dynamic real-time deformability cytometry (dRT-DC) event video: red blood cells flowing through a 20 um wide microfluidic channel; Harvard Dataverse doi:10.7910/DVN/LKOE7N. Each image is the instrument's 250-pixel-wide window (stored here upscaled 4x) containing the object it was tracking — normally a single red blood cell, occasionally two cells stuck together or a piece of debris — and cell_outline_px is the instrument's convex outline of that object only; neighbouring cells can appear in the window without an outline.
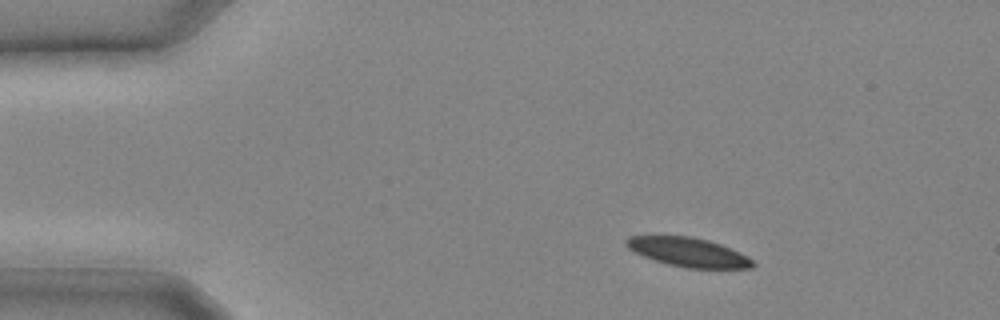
{"species": "common noctule bat (a hibernating species)", "species_latin": "Nyctalus noctula", "temperature_condition": "cold", "stored_images_in_passage": 25, "camera_frame_rate_fps": 3000, "um_per_image_px": 0.085, "animal": {"sex": "male", "body_mass_g": 20.4}, "frame": {"image": 1, "passage_image": 3, "time_ms": 0.667, "image_size_px": [1000, 320], "cell_outline_px": [[756, 264], [752, 268], [688, 268], [668, 264], [644, 256], [628, 248], [624, 244], [624, 240], [628, 236], [692, 236], [708, 240], [720, 244], [740, 252], [748, 256]], "centroid_in_image_um": [58.52, 21.43], "position_along_channel_um": 26.5, "area_um2": 21.33}}
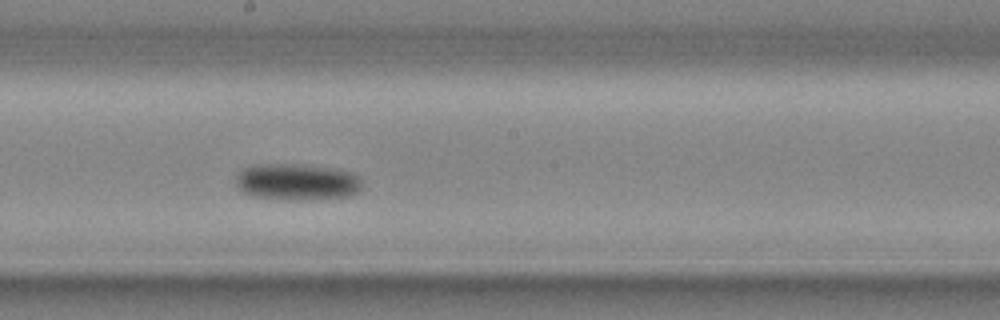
{"frame": {"image": 2, "passage_image": 14, "time_ms": 4.333, "image_size_px": [1000, 320], "cell_outline_px": [[360, 188], [356, 192], [348, 196], [312, 200], [284, 200], [252, 196], [244, 192], [236, 184], [236, 176], [244, 168], [256, 164], [300, 164], [336, 168], [352, 172], [360, 180]], "centroid_in_image_um": [25.23, 15.46], "position_along_channel_um": 223.0, "area_um2": 27.05}}
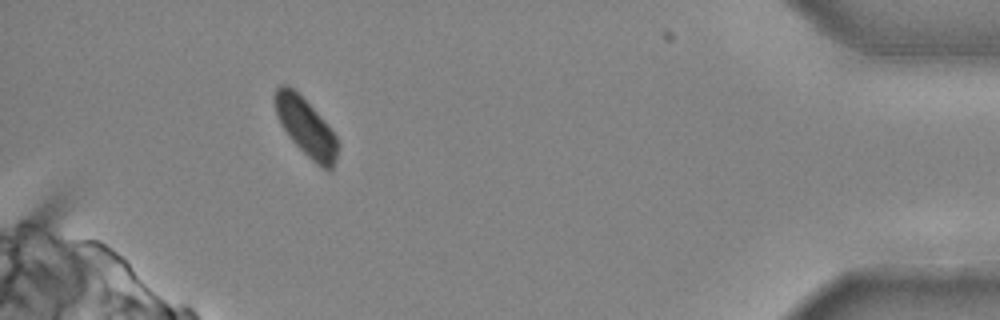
{"frame": {"image": 3, "passage_image": 24, "time_ms": 7.667, "image_size_px": [1000, 320], "cell_outline_px": [[336, 160], [332, 168], [328, 172], [320, 168], [288, 136], [280, 124], [276, 116], [276, 88], [280, 84], [288, 84], [316, 112], [336, 136]], "centroid_in_image_um": [25.98, 10.84], "position_along_channel_um": 409.2, "area_um2": 20.52}}